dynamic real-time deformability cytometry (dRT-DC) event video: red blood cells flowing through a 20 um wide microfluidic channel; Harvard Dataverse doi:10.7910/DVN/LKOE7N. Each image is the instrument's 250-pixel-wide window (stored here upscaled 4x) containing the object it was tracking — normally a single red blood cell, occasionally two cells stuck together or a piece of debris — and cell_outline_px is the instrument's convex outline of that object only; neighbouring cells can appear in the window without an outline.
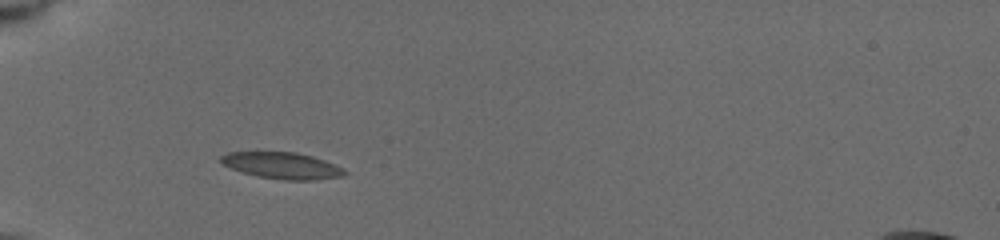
{"species": "common noctule bat (a hibernating species)", "species_latin": "Nyctalus noctula", "temperature_condition": "cold", "stored_images_in_passage": 65, "camera_frame_rate_fps": 3000, "um_per_image_px": 0.085, "animal": {"sex": "female", "body_mass_g": 19.5, "forearm_length_mm": 54.1}, "frame": {"image": 1, "passage_image": 13, "time_ms": 2.667, "image_size_px": [1000, 240], "cell_outline_px": [[348, 172], [344, 176], [316, 180], [284, 180], [256, 176], [232, 168], [224, 164], [220, 160], [220, 156], [228, 152], [296, 152], [312, 156], [324, 160]], "centroid_in_image_um": [23.99, 14.08], "position_along_channel_um": 61.0, "area_um2": 18.9}}
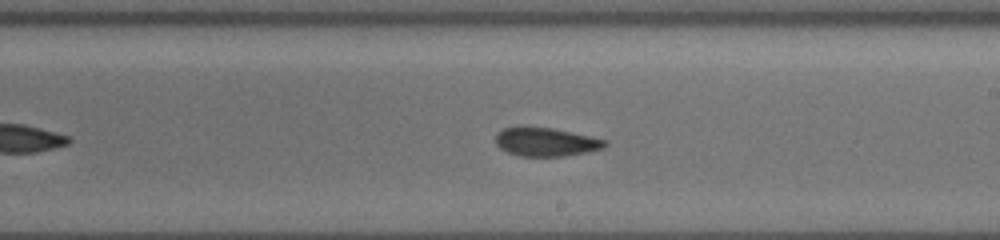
{"frame": {"image": 2, "passage_image": 35, "time_ms": 7.667, "image_size_px": [1000, 240], "cell_outline_px": [[608, 144], [604, 148], [588, 152], [564, 156], [520, 156], [508, 152], [500, 148], [496, 144], [496, 132], [504, 128], [552, 128], [608, 140]], "centroid_in_image_um": [46.44, 12.08], "position_along_channel_um": 242.6, "area_um2": 17.98}}
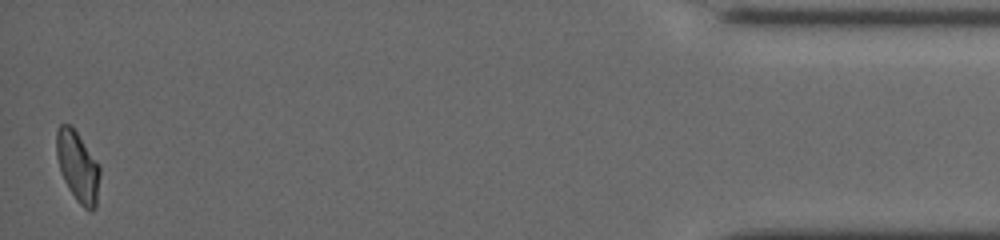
{"frame": {"image": 3, "passage_image": 64, "time_ms": 14.333, "image_size_px": [1000, 240], "cell_outline_px": [[100, 176], [96, 208], [92, 212], [88, 212], [76, 200], [68, 188], [60, 172], [56, 156], [56, 132], [60, 124], [72, 124], [100, 168]], "centroid_in_image_um": [6.6, 14.18], "position_along_channel_um": 428.6, "area_um2": 17.98}, "authors_computed_cell_mechanics": {"area_um2": 18.3804, "velocity_mm_per_s": 3.8874, "shape_relaxation_time_tau1_ms": 9.3062, "shape_relaxation_time_tau2_ms": 1.7836, "deformation_change_tau1": 0.2033, "deformation_change_tau2": 0.072}}